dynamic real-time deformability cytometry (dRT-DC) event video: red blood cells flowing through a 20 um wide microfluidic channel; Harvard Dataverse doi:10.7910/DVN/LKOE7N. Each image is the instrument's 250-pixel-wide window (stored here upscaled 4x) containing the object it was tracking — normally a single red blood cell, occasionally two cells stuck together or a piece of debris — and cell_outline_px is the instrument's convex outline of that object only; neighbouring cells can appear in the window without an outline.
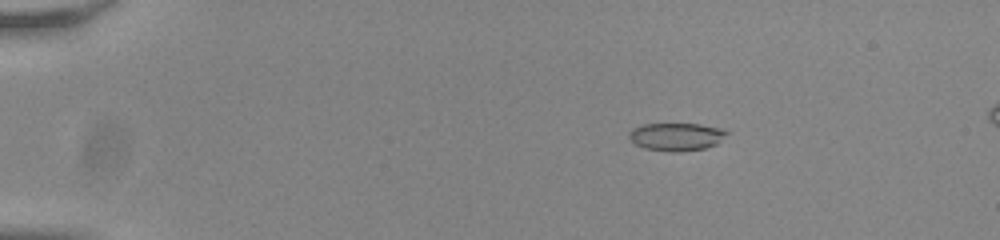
{"species": "common noctule bat (a hibernating species)", "species_latin": "Nyctalus noctula", "temperature_condition": "room temperature", "stored_images_in_passage": 55, "camera_frame_rate_fps": 3000, "um_per_image_px": 0.085, "animal": {"sex": "male", "body_mass_g": 20.0, "forearm_length_mm": 53.3}, "frame": {"image": 1, "passage_image": 10, "time_ms": 3.0, "image_size_px": [1000, 240], "cell_outline_px": [[728, 132], [716, 144], [704, 148], [680, 152], [672, 152], [644, 148], [636, 144], [628, 136], [628, 132], [632, 128], [644, 124], [700, 124], [720, 128]], "centroid_in_image_um": [57.45, 11.62], "position_along_channel_um": 27.5, "area_um2": 15.72}}
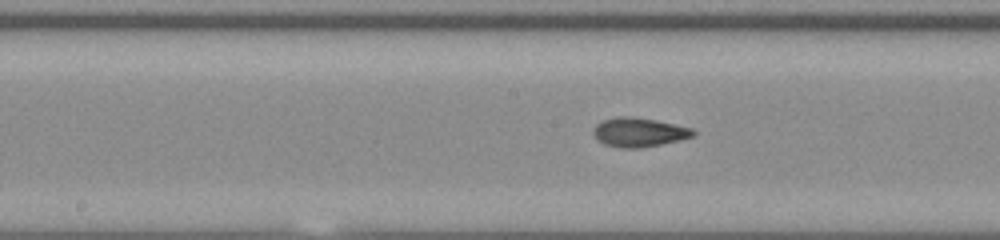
{"frame": {"image": 2, "passage_image": 30, "time_ms": 9.667, "image_size_px": [1000, 240], "cell_outline_px": [[696, 132], [692, 136], [680, 140], [640, 148], [624, 148], [604, 144], [596, 140], [592, 132], [592, 128], [596, 124], [604, 120], [616, 116], [632, 116], [656, 120], [692, 128]], "centroid_in_image_um": [54.27, 11.23], "position_along_channel_um": 193.9, "area_um2": 16.99}}
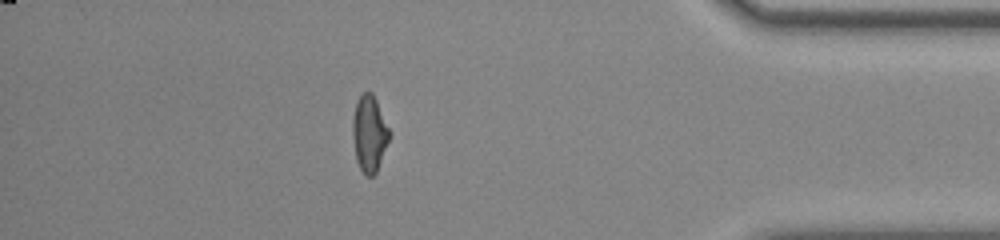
{"frame": {"image": 3, "passage_image": 49, "time_ms": 16.0, "image_size_px": [1000, 240], "cell_outline_px": [[392, 132], [376, 172], [372, 176], [368, 176], [360, 168], [356, 160], [352, 136], [352, 120], [356, 104], [360, 96], [364, 92], [372, 92]], "centroid_in_image_um": [31.4, 11.34], "position_along_channel_um": 403.8, "area_um2": 16.3}, "authors_computed_cell_mechanics": {"area_um2": 16.473, "velocity_mm_per_s": 3.8296, "shape_relaxation_time_tau1_ms": null, "shape_relaxation_time_tau2_ms": 1.5899, "deformation_change_tau1": null, "deformation_change_tau2": 0.0804}}